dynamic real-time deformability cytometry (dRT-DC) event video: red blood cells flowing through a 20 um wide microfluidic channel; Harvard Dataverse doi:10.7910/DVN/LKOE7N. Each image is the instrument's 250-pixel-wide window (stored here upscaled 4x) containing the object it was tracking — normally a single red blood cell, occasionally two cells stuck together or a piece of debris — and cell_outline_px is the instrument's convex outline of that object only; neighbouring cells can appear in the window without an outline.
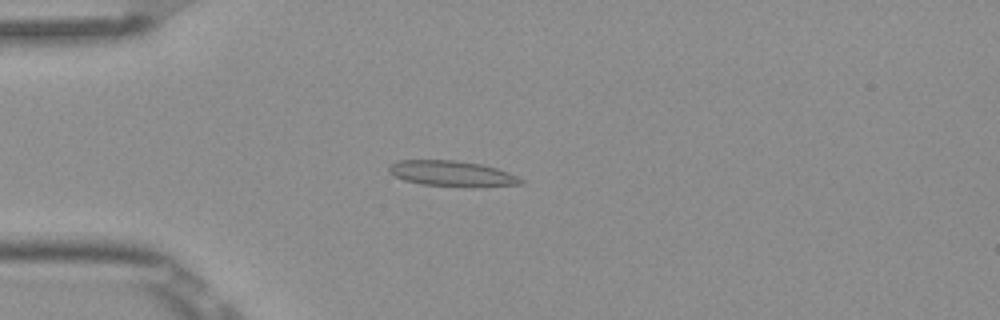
{"species": "Egyptian fruit bat (a non-hibernating species)", "species_latin": "Rousettus aegyptiacus", "temperature_condition": "room temperature", "stored_images_in_passage": 5, "camera_frame_rate_fps": 3000, "um_per_image_px": 0.085, "frame": {"image": 1, "passage_image": 5, "time_ms": 1.333, "image_size_px": [1000, 320], "cell_outline_px": [[524, 184], [476, 188], [468, 188], [420, 184], [404, 180], [388, 172], [388, 164], [396, 160], [456, 160], [480, 164], [496, 168], [508, 172], [524, 180]], "centroid_in_image_um": [38.42, 14.77], "position_along_channel_um": 46.6, "area_um2": 20.17}}